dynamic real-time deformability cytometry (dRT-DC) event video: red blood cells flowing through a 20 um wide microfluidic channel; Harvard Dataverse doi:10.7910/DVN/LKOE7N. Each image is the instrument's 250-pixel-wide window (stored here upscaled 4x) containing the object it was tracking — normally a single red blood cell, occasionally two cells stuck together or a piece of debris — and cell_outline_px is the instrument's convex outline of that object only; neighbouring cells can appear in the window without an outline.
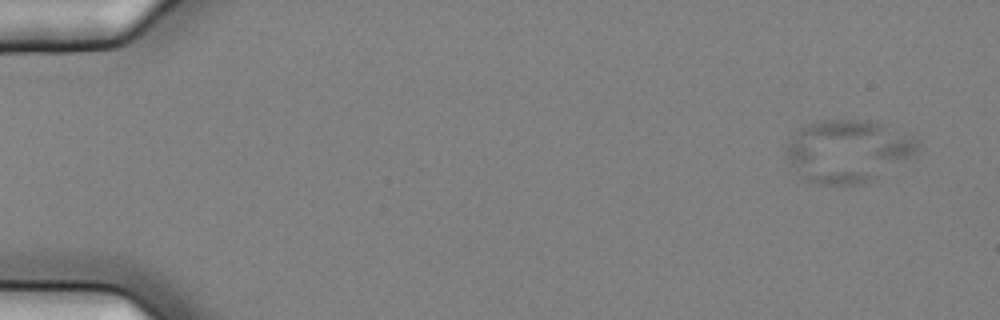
{"species": "common noctule bat (a hibernating species)", "species_latin": "Nyctalus noctula", "temperature_condition": "cold", "stored_images_in_passage": 54, "camera_frame_rate_fps": 3000, "um_per_image_px": 0.085, "animal": {"sex": "female", "body_mass_g": 25.1}, "frame": {"image": 1, "passage_image": 1, "time_ms": 0.0, "image_size_px": [1000, 320], "cell_outline_px": [[920, 152], [876, 176], [860, 184], [812, 184], [788, 168], [784, 152], [784, 148], [800, 128], [804, 124], [820, 120], [876, 120], [912, 136], [920, 144]], "centroid_in_image_um": [72.01, 12.82], "position_along_channel_um": 13.0, "area_um2": 48.26}}
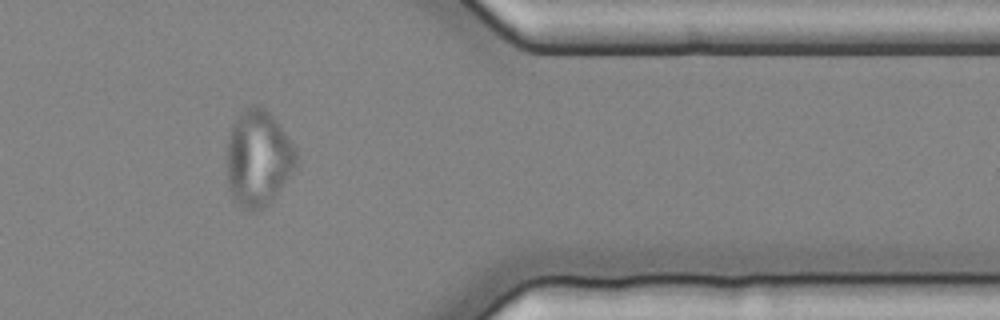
{"frame": {"image": 2, "passage_image": 45, "time_ms": 14.667, "image_size_px": [1000, 320], "cell_outline_px": [[300, 160], [272, 200], [264, 208], [256, 212], [248, 212], [240, 208], [232, 200], [228, 184], [224, 156], [228, 136], [232, 124], [240, 112], [244, 108], [252, 104], [260, 104], [276, 120], [296, 148]], "centroid_in_image_um": [21.9, 13.47], "position_along_channel_um": 389.5, "area_um2": 40.11}}
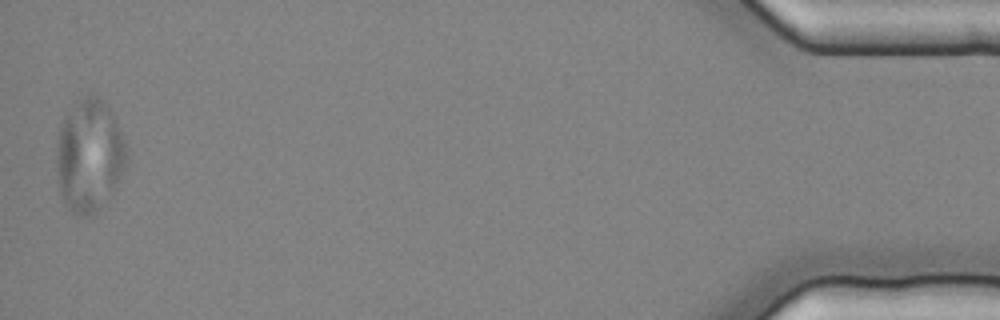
{"frame": {"image": 3, "passage_image": 54, "time_ms": 17.667, "image_size_px": [1000, 320], "cell_outline_px": [[128, 164], [112, 188], [96, 208], [88, 216], [76, 216], [68, 208], [60, 196], [56, 168], [56, 160], [60, 128], [64, 116], [76, 100], [88, 92], [104, 100], [128, 148]], "centroid_in_image_um": [7.56, 13.16], "position_along_channel_um": 427.6, "area_um2": 45.43}}